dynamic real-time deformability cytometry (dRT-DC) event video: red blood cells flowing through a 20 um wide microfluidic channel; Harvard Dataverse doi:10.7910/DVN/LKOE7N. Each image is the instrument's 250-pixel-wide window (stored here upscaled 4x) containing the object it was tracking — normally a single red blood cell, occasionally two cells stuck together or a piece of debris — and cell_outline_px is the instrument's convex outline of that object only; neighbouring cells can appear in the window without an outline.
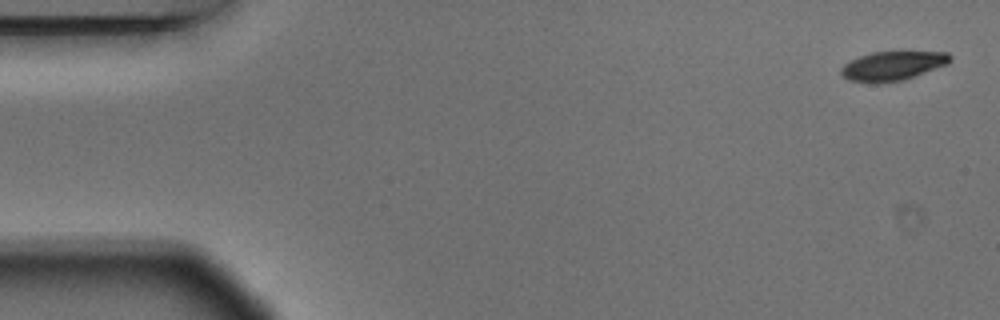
{"species": "Egyptian fruit bat (a non-hibernating species)", "species_latin": "Rousettus aegyptiacus", "temperature_condition": "warm", "stored_images_in_passage": 4, "camera_frame_rate_fps": 3000, "um_per_image_px": 0.085, "animal": {"sex": "male"}, "frame": {"image": 1, "passage_image": 1, "time_ms": 0.0, "image_size_px": [1000, 320], "cell_outline_px": [[952, 60], [948, 64], [904, 80], [880, 84], [876, 84], [848, 80], [840, 76], [840, 68], [844, 64], [860, 56], [872, 52], [948, 52], [952, 56]], "centroid_in_image_um": [75.85, 5.62], "position_along_channel_um": 9.1, "area_um2": 18.79}}
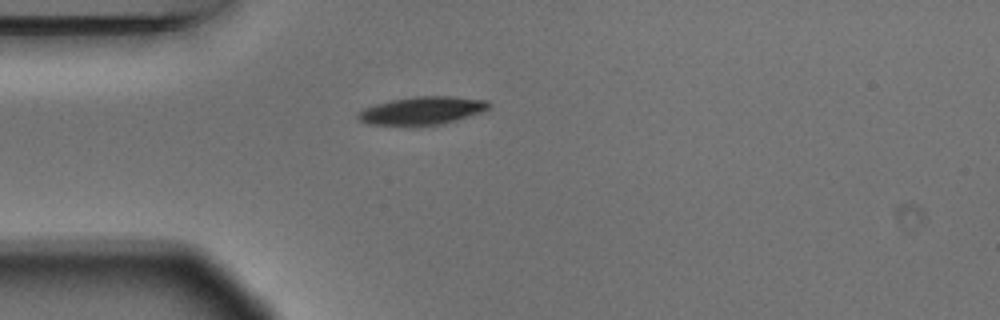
{"frame": {"image": 2, "passage_image": 4, "time_ms": 1.0, "image_size_px": [1000, 320], "cell_outline_px": [[492, 104], [488, 108], [480, 112], [456, 120], [440, 124], [416, 128], [412, 128], [368, 124], [360, 120], [356, 116], [356, 112], [364, 108], [376, 104], [392, 100], [416, 96], [452, 96], [488, 100]], "centroid_in_image_um": [35.83, 9.44], "position_along_channel_um": 49.2, "area_um2": 21.96}}